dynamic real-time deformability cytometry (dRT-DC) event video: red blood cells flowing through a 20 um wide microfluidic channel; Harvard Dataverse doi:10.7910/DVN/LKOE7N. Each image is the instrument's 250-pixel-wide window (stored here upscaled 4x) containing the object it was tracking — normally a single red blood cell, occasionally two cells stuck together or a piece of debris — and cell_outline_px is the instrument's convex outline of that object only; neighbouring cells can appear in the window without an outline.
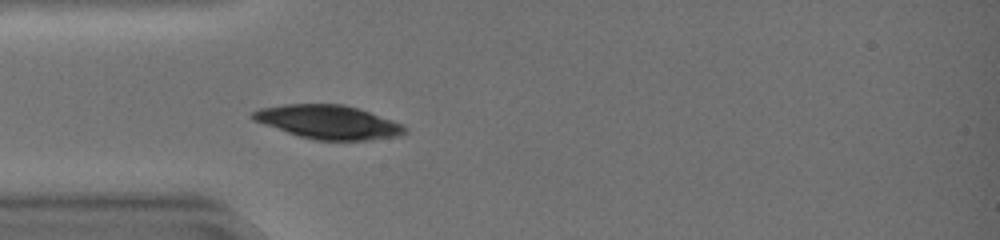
{"species": "common noctule bat (a hibernating species)", "species_latin": "Nyctalus noctula", "temperature_condition": "warm", "stored_images_in_passage": 33, "camera_frame_rate_fps": 3000, "um_per_image_px": 0.085, "animal": {"sex": "female", "body_mass_g": 19.0, "forearm_length_mm": 51.5}, "frame": {"image": 1, "passage_image": 1, "time_ms": 0.0, "image_size_px": [1000, 240], "cell_outline_px": [[408, 132], [400, 136], [368, 140], [316, 140], [300, 136], [252, 120], [248, 116], [252, 112], [260, 108], [284, 104], [344, 104], [392, 120], [408, 128]], "centroid_in_image_um": [27.9, 10.37], "position_along_channel_um": 57.1, "area_um2": 29.71}}
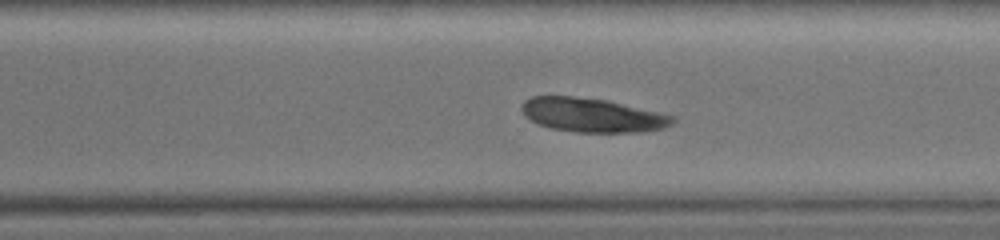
{"frame": {"image": 2, "passage_image": 20, "time_ms": 6.333, "image_size_px": [1000, 240], "cell_outline_px": [[676, 120], [672, 124], [664, 128], [644, 132], [576, 132], [552, 128], [536, 124], [524, 116], [520, 108], [520, 104], [524, 100], [532, 96], [572, 96], [608, 100], [660, 112], [676, 116]], "centroid_in_image_um": [50.34, 9.78], "position_along_channel_um": 320.3, "area_um2": 30.35}}
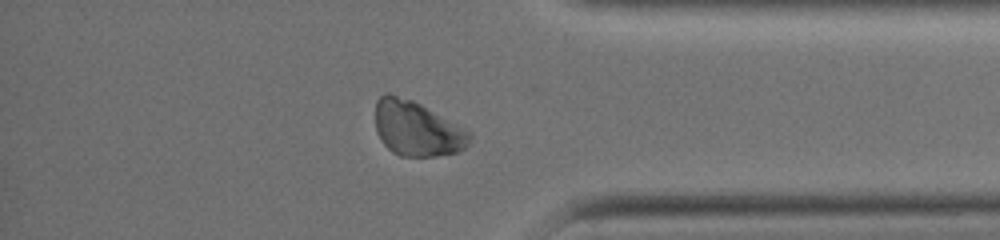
{"frame": {"image": 3, "passage_image": 26, "time_ms": 8.333, "image_size_px": [1000, 240], "cell_outline_px": [[472, 136], [468, 144], [464, 148], [456, 152], [436, 156], [400, 156], [392, 152], [384, 144], [376, 132], [376, 100], [384, 92], [388, 92], [412, 100], [420, 104], [472, 132]], "centroid_in_image_um": [35.42, 10.93], "position_along_channel_um": 399.8, "area_um2": 30.11}}